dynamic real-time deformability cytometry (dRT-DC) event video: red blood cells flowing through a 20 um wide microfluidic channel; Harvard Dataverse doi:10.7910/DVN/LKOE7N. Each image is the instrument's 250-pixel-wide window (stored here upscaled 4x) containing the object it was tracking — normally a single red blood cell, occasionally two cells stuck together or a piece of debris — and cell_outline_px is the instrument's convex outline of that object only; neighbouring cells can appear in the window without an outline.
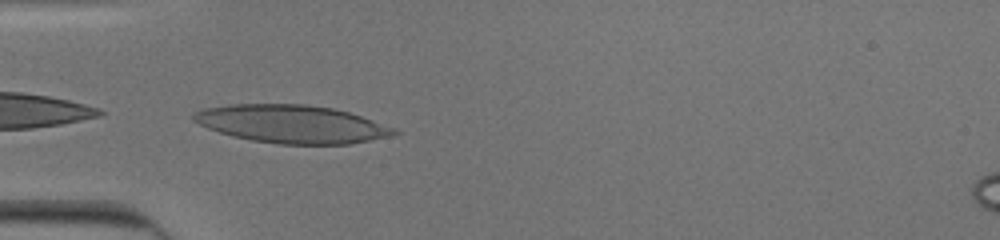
{"species": "human", "species_latin": "Homo sapiens", "temperature_condition": "cold", "stored_images_in_passage": 36, "camera_frame_rate_fps": 3000, "um_per_image_px": 0.085, "donor": {"sex": "male"}, "frame": {"image": 1, "passage_image": 1, "time_ms": 0.0, "image_size_px": [1000, 240], "cell_outline_px": [[400, 132], [392, 136], [348, 144], [280, 144], [252, 140], [232, 136], [208, 128], [192, 120], [192, 112], [204, 108], [232, 104], [304, 104], [332, 108], [348, 112], [372, 120], [392, 128]], "centroid_in_image_um": [24.76, 10.54], "position_along_channel_um": 60.2, "area_um2": 44.1}}
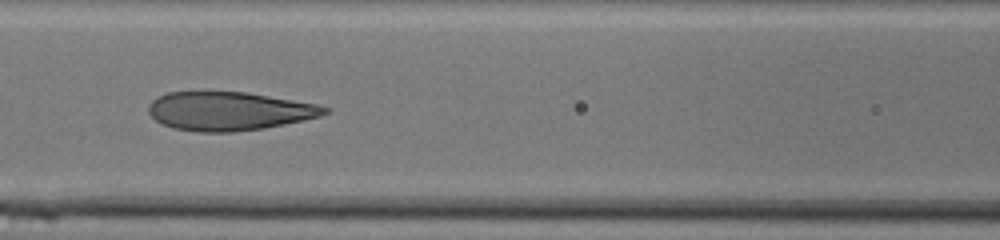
{"frame": {"image": 2, "passage_image": 8, "time_ms": 2.333, "image_size_px": [1000, 240], "cell_outline_px": [[332, 108], [328, 112], [320, 116], [304, 120], [264, 128], [232, 132], [196, 132], [172, 128], [156, 120], [148, 112], [148, 104], [156, 96], [168, 92], [204, 88], [248, 92], [316, 104]], "centroid_in_image_um": [19.4, 9.39], "position_along_channel_um": 147.2, "area_um2": 40.86}}
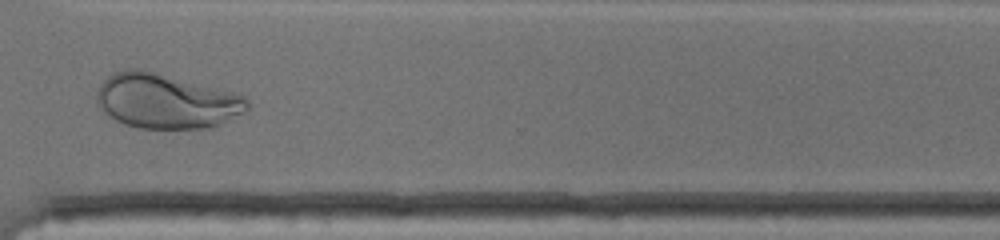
{"frame": {"image": 3, "passage_image": 24, "time_ms": 7.667, "image_size_px": [1000, 240], "cell_outline_px": [[248, 108], [244, 112], [212, 128], [140, 128], [124, 124], [116, 120], [104, 112], [100, 108], [96, 100], [96, 92], [100, 84], [108, 76], [120, 68], [144, 68], [232, 92], [244, 96], [248, 100]], "centroid_in_image_um": [14.08, 8.57], "position_along_channel_um": 356.5, "area_um2": 48.32}, "authors_computed_cell_mechanics": {"area_um2": 43.1188, "velocity_mm_per_s": 3.9278, "shape_relaxation_time_tau1_ms": 9.09, "shape_relaxation_time_tau2_ms": 0.8121, "deformation_change_tau1": 0.3033, "deformation_change_tau2": 0.0769}}